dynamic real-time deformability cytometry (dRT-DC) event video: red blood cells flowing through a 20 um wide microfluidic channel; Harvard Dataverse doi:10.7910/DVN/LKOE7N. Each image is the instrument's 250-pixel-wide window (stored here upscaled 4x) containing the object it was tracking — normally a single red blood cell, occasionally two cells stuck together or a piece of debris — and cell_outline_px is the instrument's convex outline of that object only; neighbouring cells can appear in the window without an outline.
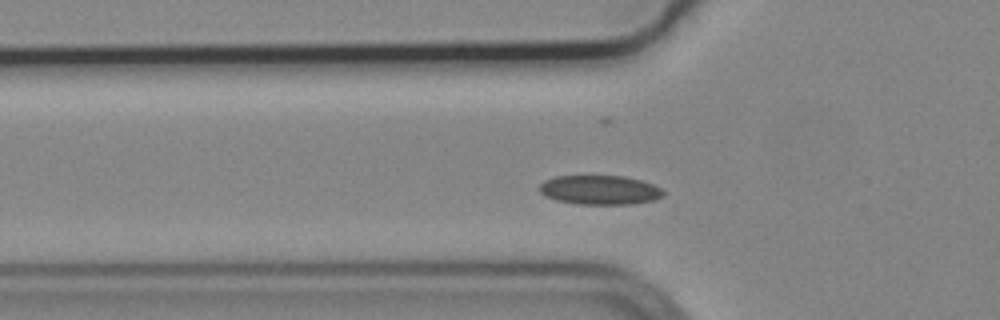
{"species": "common noctule bat (a hibernating species)", "species_latin": "Nyctalus noctula", "temperature_condition": "cold", "stored_images_in_passage": 48, "camera_frame_rate_fps": 3000, "um_per_image_px": 0.085, "animal": {"sex": "male", "body_mass_g": 19.2, "forearm_length_mm": 51.8}, "frame": {"image": 1, "passage_image": 10, "time_ms": 3.0, "image_size_px": [1000, 320], "cell_outline_px": [[664, 196], [656, 200], [632, 204], [576, 204], [556, 200], [544, 196], [540, 192], [540, 184], [544, 180], [556, 176], [624, 176], [640, 180], [652, 184], [660, 188], [664, 192]], "centroid_in_image_um": [50.98, 16.15], "position_along_channel_um": 74.8, "area_um2": 21.21}}
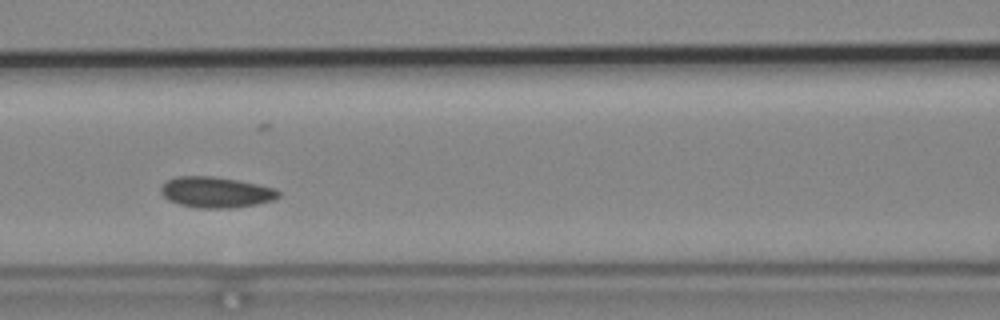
{"frame": {"image": 2, "passage_image": 16, "time_ms": 5.0, "image_size_px": [1000, 320], "cell_outline_px": [[280, 196], [272, 200], [256, 204], [228, 208], [196, 208], [180, 204], [168, 200], [160, 192], [160, 188], [168, 180], [176, 176], [212, 176], [236, 180], [276, 188], [280, 192]], "centroid_in_image_um": [18.34, 16.34], "position_along_channel_um": 148.3, "area_um2": 20.98}}
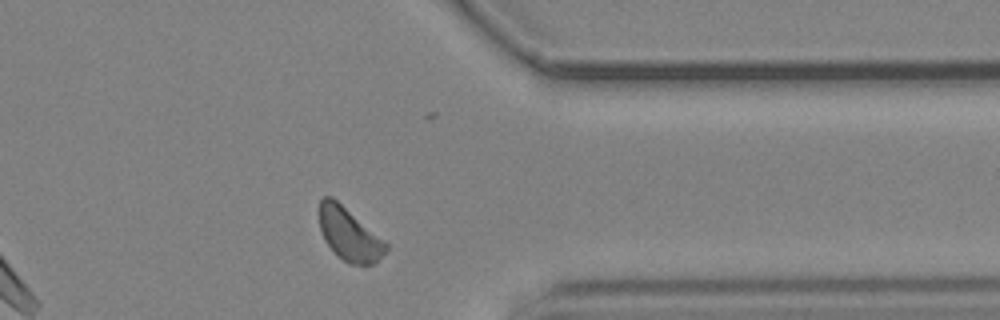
{"frame": {"image": 3, "passage_image": 36, "time_ms": 11.667, "image_size_px": [1000, 320], "cell_outline_px": [[388, 248], [372, 264], [348, 264], [336, 256], [324, 240], [320, 228], [320, 200], [324, 196], [332, 196], [384, 240], [388, 244]], "centroid_in_image_um": [29.65, 19.92], "position_along_channel_um": 381.7, "area_um2": 20.23}, "authors_computed_cell_mechanics": {"area_um2": 20.6924, "velocity_mm_per_s": 3.6456, "shape_relaxation_time_tau1_ms": null, "shape_relaxation_time_tau2_ms": 4.034, "deformation_change_tau1": null, "deformation_change_tau2": 0.0856}}